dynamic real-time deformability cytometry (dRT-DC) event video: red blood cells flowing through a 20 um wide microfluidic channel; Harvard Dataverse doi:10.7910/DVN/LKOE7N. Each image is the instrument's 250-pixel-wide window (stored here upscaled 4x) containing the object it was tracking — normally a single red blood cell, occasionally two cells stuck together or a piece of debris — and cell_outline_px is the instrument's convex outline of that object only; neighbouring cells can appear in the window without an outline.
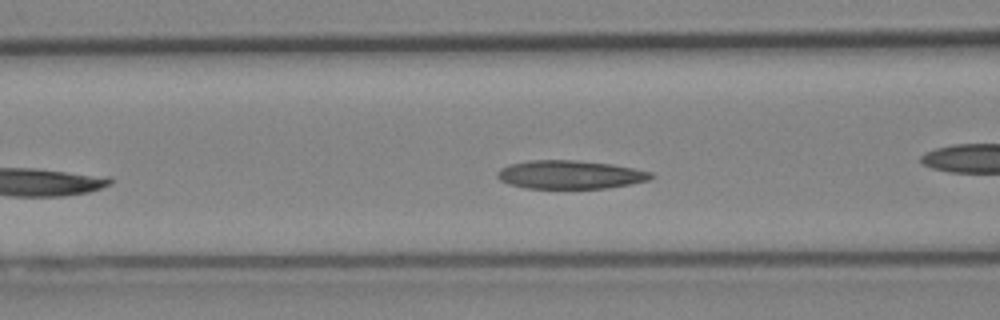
{"species": "Egyptian fruit bat (a non-hibernating species)", "species_latin": "Rousettus aegyptiacus", "temperature_condition": "cold", "stored_images_in_passage": 32, "camera_frame_rate_fps": 3000, "um_per_image_px": 0.085, "animal": {"sex": "female"}, "frame": {"image": 1, "passage_image": 5, "time_ms": 1.333, "image_size_px": [1000, 320], "cell_outline_px": [[652, 176], [648, 180], [632, 184], [608, 188], [524, 188], [508, 184], [500, 180], [496, 176], [496, 172], [500, 168], [512, 164], [532, 160], [576, 160], [612, 164], [652, 172]], "centroid_in_image_um": [48.43, 14.85], "position_along_channel_um": 118.2, "area_um2": 25.43}, "authors_computed_cell_mechanics": {"area_um2": 24.5939, "velocity_mm_per_s": 4.0615, "shape_relaxation_time_tau1_ms": 9.2062, "shape_relaxation_time_tau2_ms": 3.0869, "deformation_change_tau1": 0.192, "deformation_change_tau2": 0.0731}}